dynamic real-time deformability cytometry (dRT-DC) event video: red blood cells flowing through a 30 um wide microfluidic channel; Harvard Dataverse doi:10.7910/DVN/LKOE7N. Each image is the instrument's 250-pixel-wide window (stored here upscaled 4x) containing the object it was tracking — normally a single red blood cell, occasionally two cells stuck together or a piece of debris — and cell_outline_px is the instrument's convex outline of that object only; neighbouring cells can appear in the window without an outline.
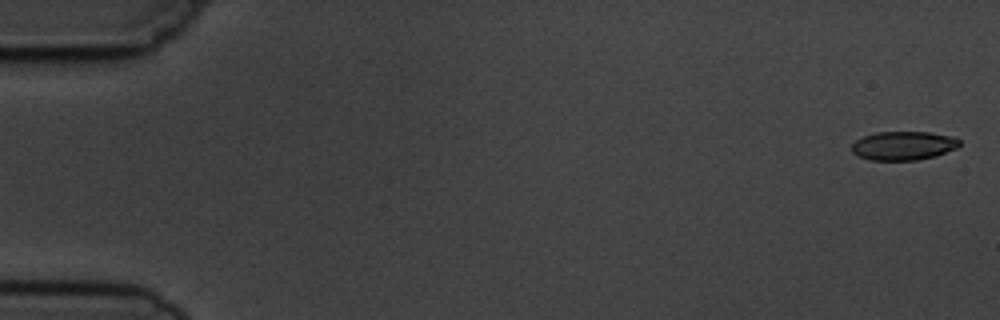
{"species": "common noctule bat (a hibernating species)", "species_latin": "Nyctalus noctula", "temperature_condition": "cold", "stored_images_in_passage": 7, "camera_frame_rate_fps": 3000, "um_per_image_px": 0.085, "animal": {"sex": "male", "body_mass_g": 19.5, "forearm_length_mm": 54.6}, "frame": {"image": 1, "passage_image": 1, "time_ms": 0.0, "image_size_px": [1000, 320], "cell_outline_px": [[960, 144], [956, 148], [936, 156], [916, 160], [868, 160], [852, 152], [852, 144], [856, 140], [864, 136], [876, 132], [928, 132], [952, 136], [960, 140]], "centroid_in_image_um": [76.79, 12.38], "position_along_channel_um": 8.2, "area_um2": 18.03}}
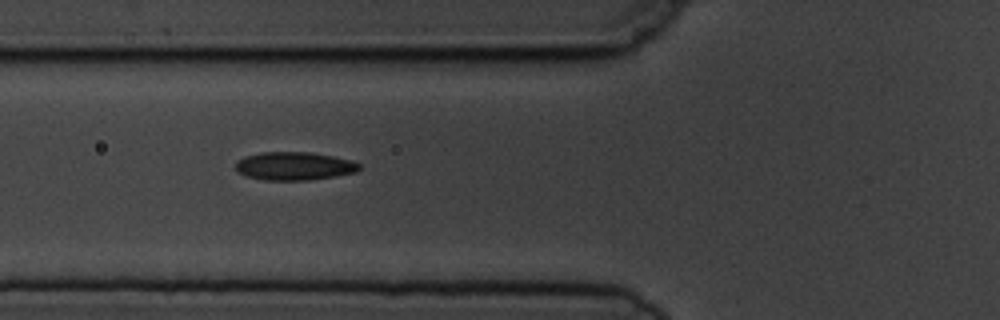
{"frame": {"image": 2, "passage_image": 6, "time_ms": 6.333, "image_size_px": [1000, 320], "cell_outline_px": [[360, 168], [356, 172], [336, 176], [308, 180], [264, 180], [248, 176], [236, 172], [236, 160], [244, 156], [260, 152], [308, 152], [332, 156], [352, 160], [360, 164]], "centroid_in_image_um": [24.99, 14.11], "position_along_channel_um": 100.8, "area_um2": 20.4}}
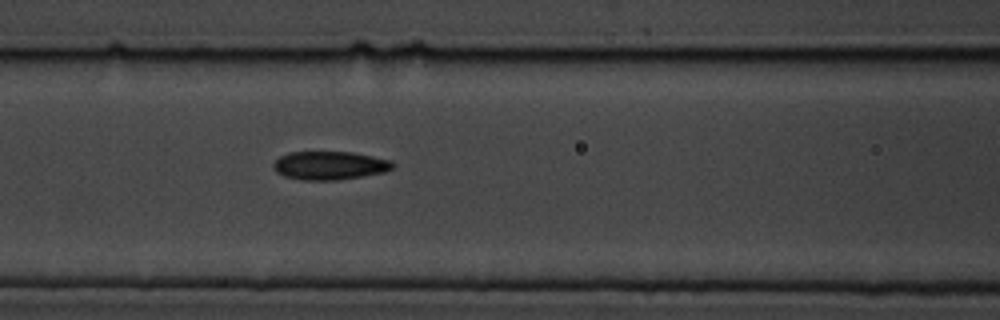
{"frame": {"image": 3, "passage_image": 7, "time_ms": 7.333, "image_size_px": [1000, 320], "cell_outline_px": [[396, 164], [392, 168], [384, 172], [336, 180], [304, 180], [284, 176], [276, 172], [272, 168], [272, 164], [280, 156], [288, 152], [352, 152], [392, 160]], "centroid_in_image_um": [28.0, 14.06], "position_along_channel_um": 138.6, "area_um2": 19.77}}